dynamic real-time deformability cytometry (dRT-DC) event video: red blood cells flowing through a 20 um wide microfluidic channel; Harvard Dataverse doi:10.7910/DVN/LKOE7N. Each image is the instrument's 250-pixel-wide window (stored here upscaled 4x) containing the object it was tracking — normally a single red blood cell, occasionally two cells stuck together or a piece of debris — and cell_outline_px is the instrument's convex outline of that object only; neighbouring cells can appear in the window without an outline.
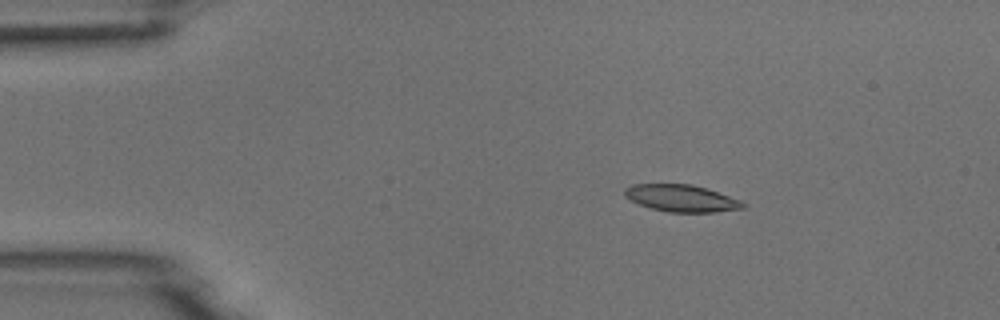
{"species": "common noctule bat (a hibernating species)", "species_latin": "Nyctalus noctula", "temperature_condition": "room temperature", "stored_images_in_passage": 5, "camera_frame_rate_fps": 3000, "um_per_image_px": 0.085, "animal": {"sex": "male", "body_mass_g": 18.8}, "frame": {"image": 1, "passage_image": 3, "time_ms": 2.333, "image_size_px": [1000, 320], "cell_outline_px": [[748, 204], [744, 208], [716, 212], [668, 212], [652, 208], [640, 204], [624, 196], [624, 188], [632, 184], [692, 184], [740, 200]], "centroid_in_image_um": [57.92, 16.85], "position_along_channel_um": 27.1, "area_um2": 18.44}}
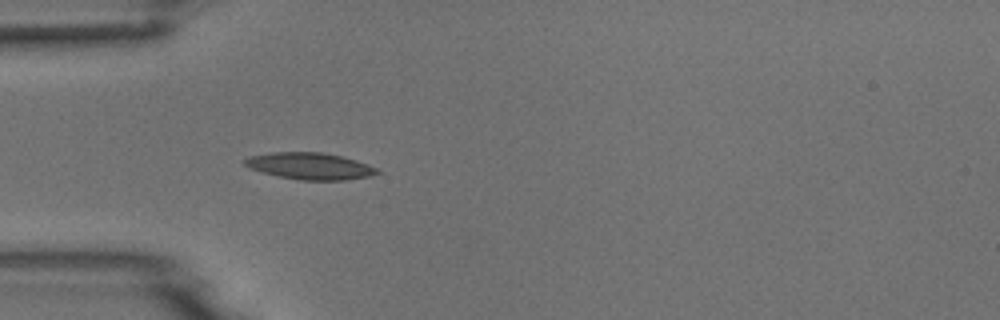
{"frame": {"image": 2, "passage_image": 5, "time_ms": 4.667, "image_size_px": [1000, 320], "cell_outline_px": [[380, 172], [372, 176], [348, 180], [300, 180], [280, 176], [248, 168], [240, 160], [252, 156], [272, 152], [320, 152], [340, 156], [356, 160], [368, 164], [376, 168]], "centroid_in_image_um": [26.35, 14.12], "position_along_channel_um": 58.7, "area_um2": 20.58}}